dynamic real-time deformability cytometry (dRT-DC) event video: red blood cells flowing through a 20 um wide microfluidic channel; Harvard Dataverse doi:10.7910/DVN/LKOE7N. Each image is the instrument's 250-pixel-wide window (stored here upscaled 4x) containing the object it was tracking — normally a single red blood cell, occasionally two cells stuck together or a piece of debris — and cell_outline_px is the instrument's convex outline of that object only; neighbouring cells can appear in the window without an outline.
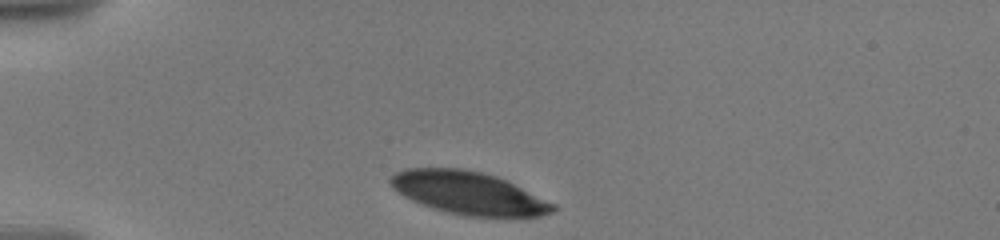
{"species": "human", "species_latin": "Homo sapiens", "temperature_condition": "warm", "stored_images_in_passage": 2, "camera_frame_rate_fps": 3000, "um_per_image_px": 0.085, "donor": {"sex": "male"}, "frame": {"image": 1, "passage_image": 1, "time_ms": 0.0, "image_size_px": [1000, 240], "cell_outline_px": [[556, 208], [552, 212], [540, 216], [464, 216], [432, 208], [412, 200], [404, 196], [388, 180], [396, 172], [404, 168], [460, 168], [480, 172], [496, 176], [556, 204]], "centroid_in_image_um": [39.82, 16.4], "position_along_channel_um": 45.2, "area_um2": 39.88}}